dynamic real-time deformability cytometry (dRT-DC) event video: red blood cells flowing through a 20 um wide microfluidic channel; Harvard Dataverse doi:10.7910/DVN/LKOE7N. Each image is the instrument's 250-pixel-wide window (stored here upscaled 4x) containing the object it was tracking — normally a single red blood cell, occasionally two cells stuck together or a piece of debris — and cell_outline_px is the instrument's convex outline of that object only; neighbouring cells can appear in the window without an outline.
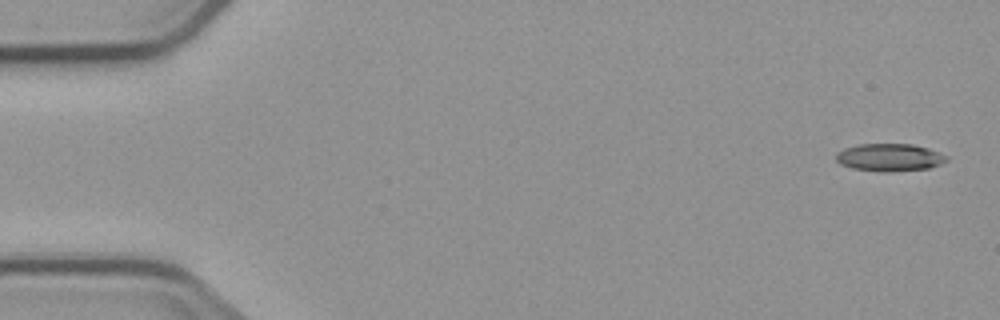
{"species": "common noctule bat (a hibernating species)", "species_latin": "Nyctalus noctula", "temperature_condition": "cold", "stored_images_in_passage": 5, "segment_of_instrument_passage": [1, 2], "camera_frame_rate_fps": 3000, "um_per_image_px": 0.085, "animal": {"sex": "male", "body_mass_g": 23.1, "forearm_length_mm": 52.7}, "frame": {"image": 1, "passage_image": 1, "time_ms": 0.0, "image_size_px": [1000, 320], "cell_outline_px": [[948, 160], [940, 164], [928, 168], [888, 172], [880, 172], [852, 168], [840, 164], [836, 160], [836, 152], [844, 148], [860, 144], [912, 144], [928, 148], [948, 156]], "centroid_in_image_um": [75.59, 13.38], "position_along_channel_um": 9.4, "area_um2": 17.8}}